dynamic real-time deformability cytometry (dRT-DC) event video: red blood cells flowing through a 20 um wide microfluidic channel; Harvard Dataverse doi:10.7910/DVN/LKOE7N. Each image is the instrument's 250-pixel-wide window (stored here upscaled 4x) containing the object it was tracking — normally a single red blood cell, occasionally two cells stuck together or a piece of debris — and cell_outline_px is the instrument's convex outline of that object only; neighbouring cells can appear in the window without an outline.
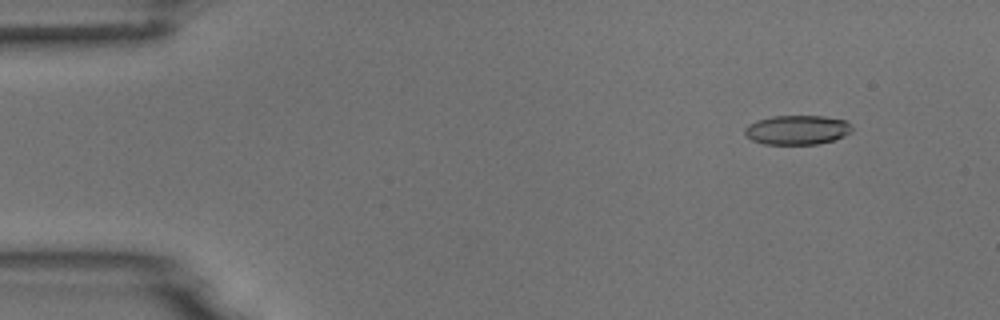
{"species": "common noctule bat (a hibernating species)", "species_latin": "Nyctalus noctula", "temperature_condition": "room temperature", "stored_images_in_passage": 54, "camera_frame_rate_fps": 3000, "um_per_image_px": 0.085, "animal": {"sex": "male", "body_mass_g": 18.8}, "frame": {"image": 1, "passage_image": 6, "time_ms": 1.667, "image_size_px": [1000, 320], "cell_outline_px": [[852, 128], [844, 136], [832, 140], [816, 144], [764, 144], [752, 140], [744, 136], [744, 128], [748, 124], [756, 120], [772, 116], [824, 116], [844, 120]], "centroid_in_image_um": [67.68, 11.04], "position_along_channel_um": 17.3, "area_um2": 18.26}}
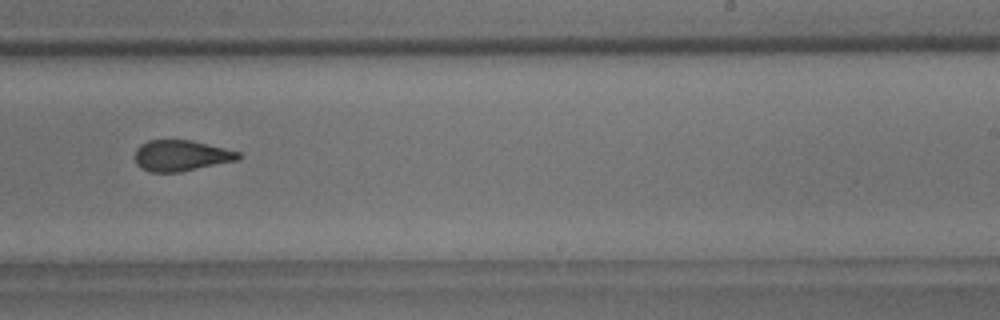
{"frame": {"image": 2, "passage_image": 34, "time_ms": 11.0, "image_size_px": [1000, 320], "cell_outline_px": [[240, 156], [236, 160], [180, 172], [148, 172], [140, 168], [136, 164], [136, 148], [140, 144], [148, 140], [192, 140], [240, 152]], "centroid_in_image_um": [15.35, 13.22], "position_along_channel_um": 273.7, "area_um2": 18.55}}
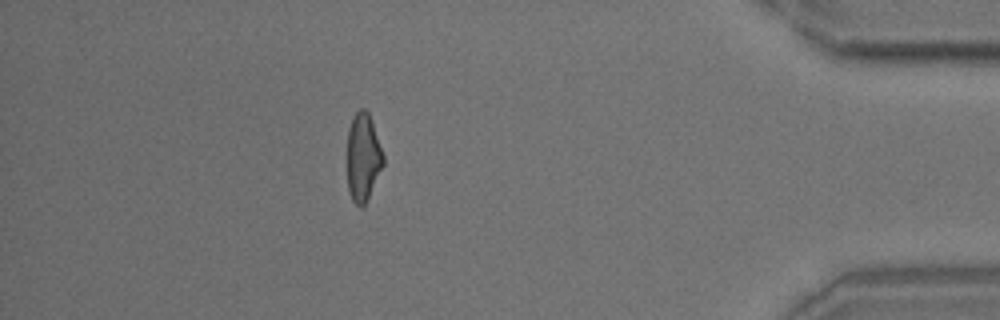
{"frame": {"image": 3, "passage_image": 48, "time_ms": 15.667, "image_size_px": [1000, 320], "cell_outline_px": [[384, 164], [368, 200], [360, 208], [352, 200], [348, 188], [348, 128], [352, 116], [360, 108], [364, 108], [368, 112], [384, 156]], "centroid_in_image_um": [30.86, 13.38], "position_along_channel_um": 404.3, "area_um2": 18.44}, "authors_computed_cell_mechanics": {"area_um2": 19.2474, "velocity_mm_per_s": 3.7727, "shape_relaxation_time_tau1_ms": 5.8317, "shape_relaxation_time_tau2_ms": 2.1544, "deformation_change_tau1": 0.1898, "deformation_change_tau2": 0.094}}